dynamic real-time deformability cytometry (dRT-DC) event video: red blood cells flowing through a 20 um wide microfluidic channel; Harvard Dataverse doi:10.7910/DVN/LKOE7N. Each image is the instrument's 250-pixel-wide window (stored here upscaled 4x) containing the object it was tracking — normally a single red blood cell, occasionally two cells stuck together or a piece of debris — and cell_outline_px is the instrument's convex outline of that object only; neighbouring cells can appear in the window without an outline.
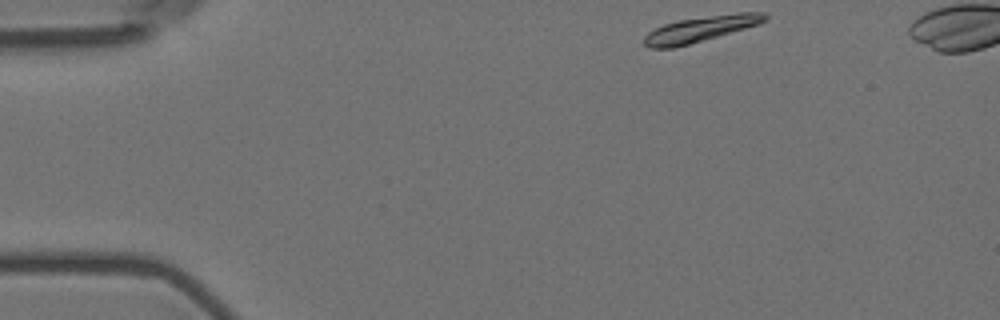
{"species": "Egyptian fruit bat (a non-hibernating species)", "species_latin": "Rousettus aegyptiacus", "temperature_condition": "room temperature", "stored_images_in_passage": 46, "camera_frame_rate_fps": 3000, "um_per_image_px": 0.085, "animal": {"sex": "female"}, "frame": {"image": 1, "passage_image": 1, "time_ms": 0.0, "image_size_px": [1000, 320], "cell_outline_px": [[768, 16], [764, 20], [756, 24], [744, 28], [688, 44], [672, 48], [648, 48], [644, 44], [644, 36], [648, 32], [664, 24], [680, 20], [740, 12], [764, 12]], "centroid_in_image_um": [59.48, 2.47], "position_along_channel_um": 25.5, "area_um2": 17.4}}
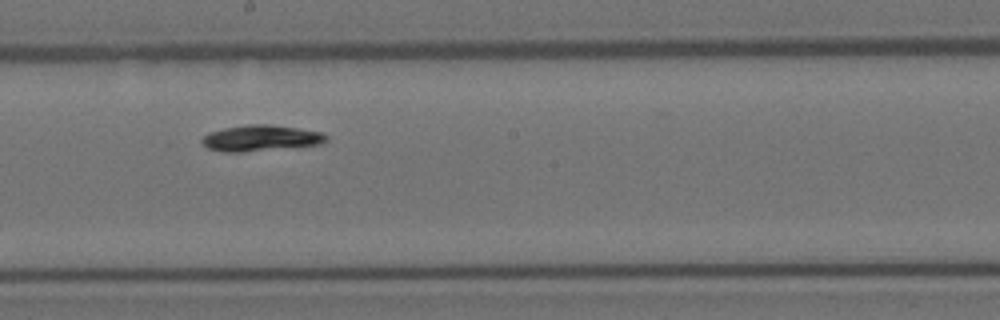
{"frame": {"image": 2, "passage_image": 24, "time_ms": 7.667, "image_size_px": [1000, 320], "cell_outline_px": [[328, 140], [320, 144], [244, 152], [224, 152], [208, 148], [200, 140], [208, 132], [224, 128], [248, 124], [272, 124], [324, 132], [328, 136]], "centroid_in_image_um": [22.18, 11.73], "position_along_channel_um": 226.0, "area_um2": 18.9}}
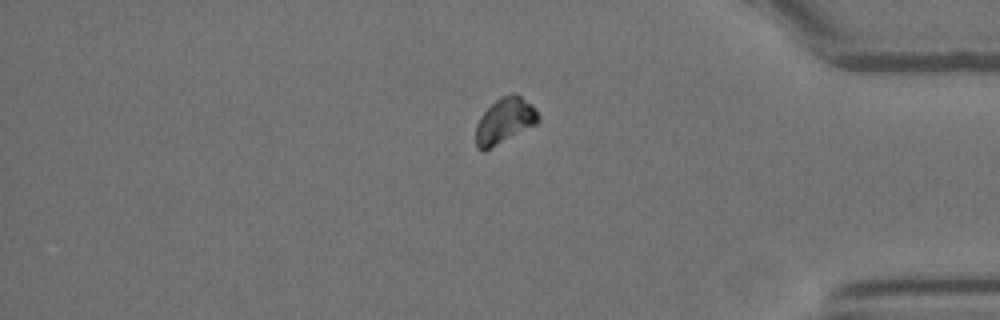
{"frame": {"image": 3, "passage_image": 40, "time_ms": 13.0, "image_size_px": [1000, 320], "cell_outline_px": [[540, 120], [536, 124], [484, 152], [476, 148], [476, 124], [480, 116], [500, 96], [512, 92], [520, 96], [540, 116]], "centroid_in_image_um": [42.85, 10.29], "position_along_channel_um": 392.3, "area_um2": 16.36}, "authors_computed_cell_mechanics": {"area_um2": 17.8891, "velocity_mm_per_s": 3.5621, "shape_relaxation_time_tau1_ms": 3.0555, "shape_relaxation_time_tau2_ms": null, "deformation_change_tau1": 0.074, "deformation_change_tau2": null}}